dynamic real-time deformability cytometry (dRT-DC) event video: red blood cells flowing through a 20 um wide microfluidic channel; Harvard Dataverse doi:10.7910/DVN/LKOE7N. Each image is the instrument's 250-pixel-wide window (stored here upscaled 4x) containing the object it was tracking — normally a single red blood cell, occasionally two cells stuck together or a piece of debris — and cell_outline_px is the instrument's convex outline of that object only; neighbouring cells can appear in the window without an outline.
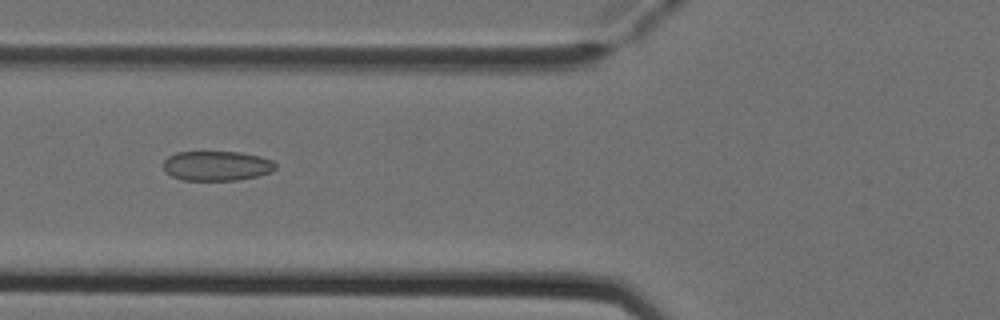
{"species": "Egyptian fruit bat (a non-hibernating species)", "species_latin": "Rousettus aegyptiacus", "temperature_condition": "cold", "stored_images_in_passage": 8, "camera_frame_rate_fps": 3000, "um_per_image_px": 0.085, "animal": {"sex": "female"}, "frame": {"image": 1, "passage_image": 6, "time_ms": 1.667, "image_size_px": [1000, 320], "cell_outline_px": [[276, 168], [272, 172], [256, 176], [236, 180], [184, 180], [172, 176], [164, 168], [164, 160], [168, 156], [176, 152], [240, 152], [260, 156], [272, 160], [276, 164]], "centroid_in_image_um": [18.45, 14.09], "position_along_channel_um": 107.4, "area_um2": 19.36}}
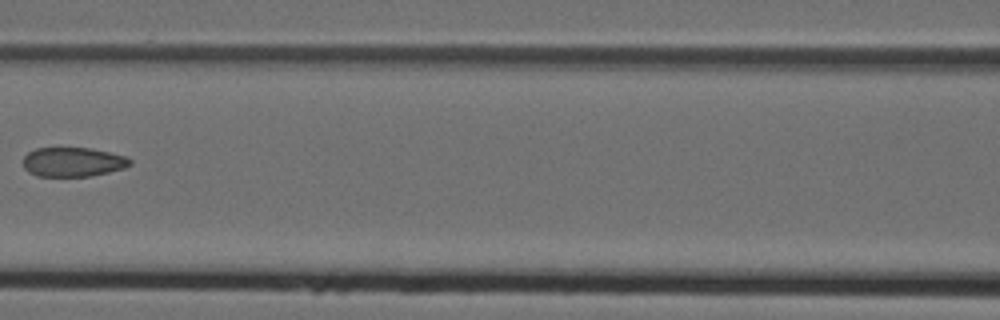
{"frame": {"image": 2, "passage_image": 7, "time_ms": 2.0, "image_size_px": [1000, 320], "cell_outline_px": [[132, 164], [124, 168], [92, 176], [36, 176], [28, 172], [24, 168], [24, 156], [28, 152], [36, 148], [92, 148], [124, 156], [132, 160]], "centroid_in_image_um": [6.19, 13.77], "position_along_channel_um": 160.4, "area_um2": 18.26}}
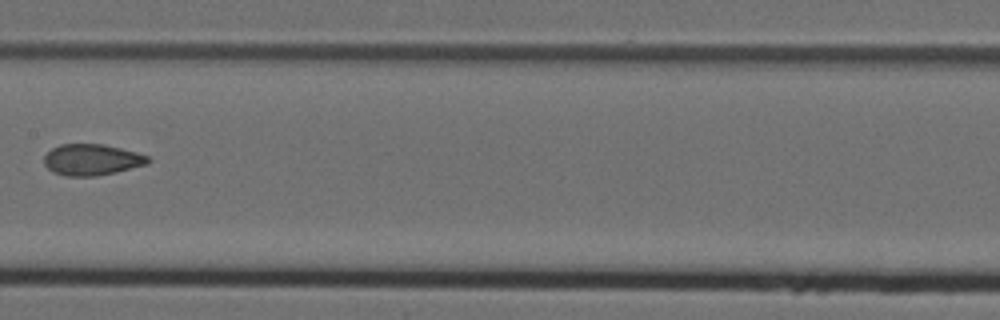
{"frame": {"image": 3, "passage_image": 8, "time_ms": 2.333, "image_size_px": [1000, 320], "cell_outline_px": [[152, 160], [148, 164], [116, 172], [96, 176], [64, 176], [52, 172], [44, 164], [44, 156], [52, 148], [60, 144], [104, 144], [136, 152], [148, 156]], "centroid_in_image_um": [7.8, 13.58], "position_along_channel_um": 199.6, "area_um2": 19.02}}